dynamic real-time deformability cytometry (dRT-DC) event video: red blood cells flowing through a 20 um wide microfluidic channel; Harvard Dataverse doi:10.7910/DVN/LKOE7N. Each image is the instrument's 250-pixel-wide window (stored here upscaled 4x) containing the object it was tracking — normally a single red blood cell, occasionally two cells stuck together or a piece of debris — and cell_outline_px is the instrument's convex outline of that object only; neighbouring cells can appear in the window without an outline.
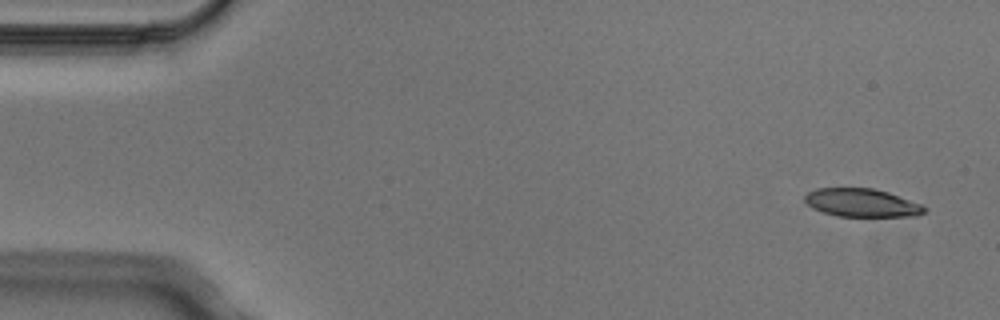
{"species": "Egyptian fruit bat (a non-hibernating species)", "species_latin": "Rousettus aegyptiacus", "temperature_condition": "cold", "stored_images_in_passage": 6, "camera_frame_rate_fps": 3000, "um_per_image_px": 0.085, "animal": {"sex": "male"}, "frame": {"image": 1, "passage_image": 1, "time_ms": 0.0, "image_size_px": [1000, 320], "cell_outline_px": [[928, 208], [924, 212], [916, 216], [836, 216], [812, 208], [804, 200], [804, 196], [808, 192], [816, 188], [872, 188], [888, 192], [920, 204]], "centroid_in_image_um": [73.23, 17.23], "position_along_channel_um": 11.8, "area_um2": 19.54}}
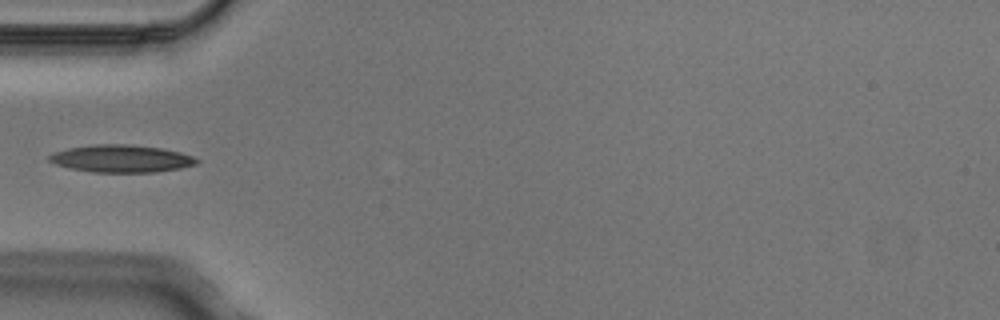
{"frame": {"image": 2, "passage_image": 5, "time_ms": 1.333, "image_size_px": [1000, 320], "cell_outline_px": [[200, 160], [196, 164], [180, 168], [156, 172], [92, 172], [72, 168], [56, 164], [48, 160], [48, 156], [56, 152], [68, 148], [96, 144], [128, 144], [164, 148], [180, 152], [192, 156]], "centroid_in_image_um": [10.35, 13.48], "position_along_channel_um": 74.7, "area_um2": 23.47}}
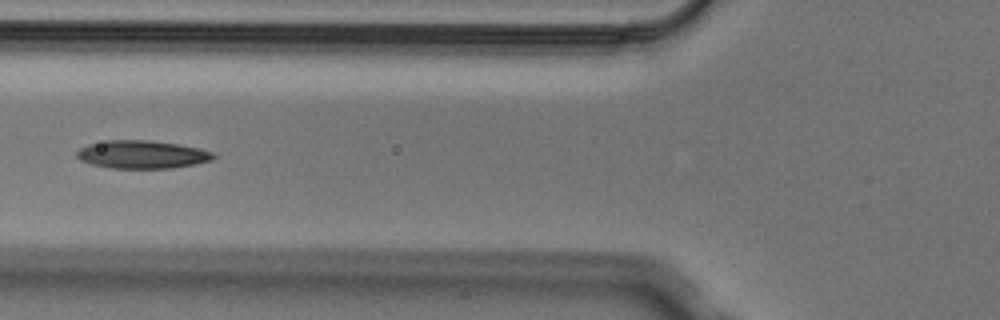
{"frame": {"image": 3, "passage_image": 6, "time_ms": 1.667, "image_size_px": [1000, 320], "cell_outline_px": [[216, 156], [212, 160], [196, 164], [172, 168], [112, 168], [92, 164], [80, 160], [76, 156], [76, 152], [80, 148], [88, 144], [108, 140], [148, 140], [176, 144], [200, 148], [212, 152]], "centroid_in_image_um": [12.08, 13.13], "position_along_channel_um": 113.7, "area_um2": 22.25}}